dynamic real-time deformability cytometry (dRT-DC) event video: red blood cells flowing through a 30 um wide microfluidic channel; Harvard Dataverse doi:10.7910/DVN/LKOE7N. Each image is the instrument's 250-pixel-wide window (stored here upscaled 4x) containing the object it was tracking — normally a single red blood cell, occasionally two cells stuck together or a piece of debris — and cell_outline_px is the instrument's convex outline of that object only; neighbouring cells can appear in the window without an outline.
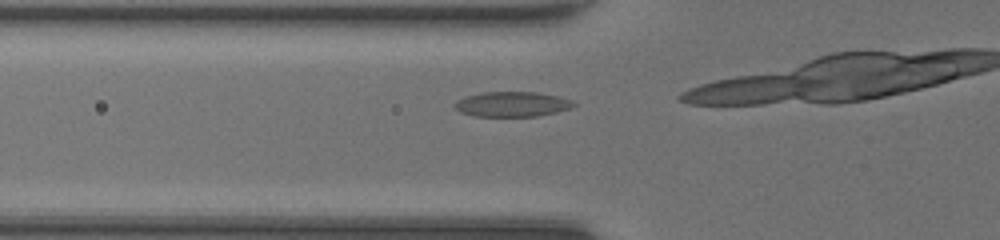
{"species": "common noctule bat (a hibernating species)", "species_latin": "Nyctalus noctula", "temperature_condition": "room temperature", "stored_images_in_passage": 9, "camera_frame_rate_fps": 3000, "um_per_image_px": 0.085, "animal": {"sex": "female", "body_mass_g": 20.0, "forearm_length_mm": 54.0}, "frame": {"image": 1, "passage_image": 7, "time_ms": 2.0, "image_size_px": [1000, 240], "cell_outline_px": [[576, 104], [568, 108], [556, 112], [536, 116], [476, 116], [460, 112], [452, 104], [456, 100], [468, 96], [484, 92], [536, 92], [560, 96], [572, 100]], "centroid_in_image_um": [43.52, 8.85], "position_along_channel_um": 82.3, "area_um2": 17.22}}